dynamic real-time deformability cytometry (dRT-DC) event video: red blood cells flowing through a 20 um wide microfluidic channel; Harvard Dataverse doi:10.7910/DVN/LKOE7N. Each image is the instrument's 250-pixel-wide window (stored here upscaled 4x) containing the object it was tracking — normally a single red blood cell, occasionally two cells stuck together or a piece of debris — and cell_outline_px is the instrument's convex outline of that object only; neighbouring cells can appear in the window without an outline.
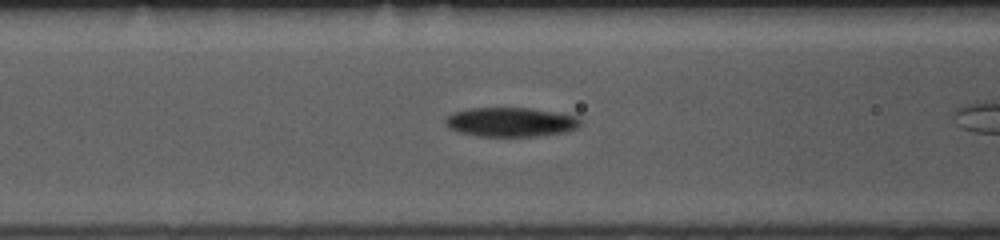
{"species": "common noctule bat (a hibernating species)", "species_latin": "Nyctalus noctula", "temperature_condition": "room temperature", "stored_images_in_passage": 42, "camera_frame_rate_fps": 3000, "um_per_image_px": 0.085, "animal": {"sex": "female", "body_mass_g": 10.0, "forearm_length_mm": 53.1}, "frame": {"image": 1, "passage_image": 18, "time_ms": 5.667, "image_size_px": [1000, 240], "cell_outline_px": [[580, 124], [576, 128], [564, 132], [536, 136], [480, 136], [460, 132], [452, 128], [444, 120], [452, 112], [472, 108], [528, 108], [556, 112], [576, 116], [580, 120]], "centroid_in_image_um": [43.43, 10.37], "position_along_channel_um": 123.2, "area_um2": 22.66}}
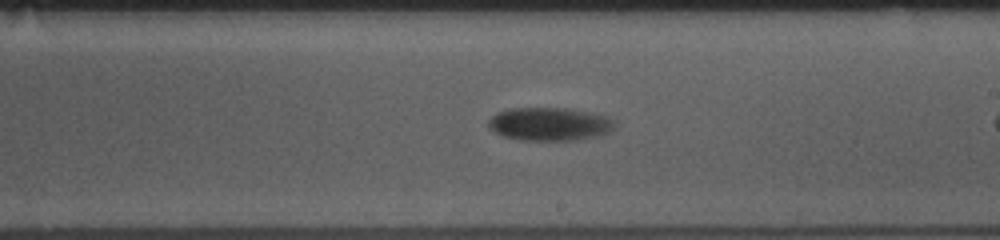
{"frame": {"image": 2, "passage_image": 28, "time_ms": 9.0, "image_size_px": [1000, 240], "cell_outline_px": [[616, 120], [612, 128], [608, 132], [600, 136], [576, 140], [524, 140], [504, 136], [488, 128], [488, 120], [496, 112], [508, 108], [568, 108], [608, 116]], "centroid_in_image_um": [46.71, 10.53], "position_along_channel_um": 242.3, "area_um2": 24.57}}
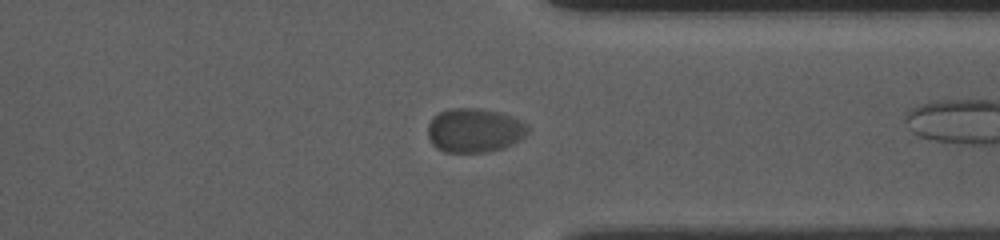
{"frame": {"image": 3, "passage_image": 39, "time_ms": 12.667, "image_size_px": [1000, 240], "cell_outline_px": [[528, 132], [520, 140], [504, 148], [484, 152], [444, 152], [436, 148], [432, 144], [428, 136], [428, 124], [432, 116], [448, 108], [480, 108], [512, 116], [528, 124]], "centroid_in_image_um": [40.31, 11.08], "position_along_channel_um": 371.1, "area_um2": 25.89}, "authors_computed_cell_mechanics": {"area_um2": 24.1893, "velocity_mm_per_s": 3.5754, "shape_relaxation_time_tau1_ms": 3.528, "shape_relaxation_time_tau2_ms": null, "deformation_change_tau1": 0.0911, "deformation_change_tau2": null}}